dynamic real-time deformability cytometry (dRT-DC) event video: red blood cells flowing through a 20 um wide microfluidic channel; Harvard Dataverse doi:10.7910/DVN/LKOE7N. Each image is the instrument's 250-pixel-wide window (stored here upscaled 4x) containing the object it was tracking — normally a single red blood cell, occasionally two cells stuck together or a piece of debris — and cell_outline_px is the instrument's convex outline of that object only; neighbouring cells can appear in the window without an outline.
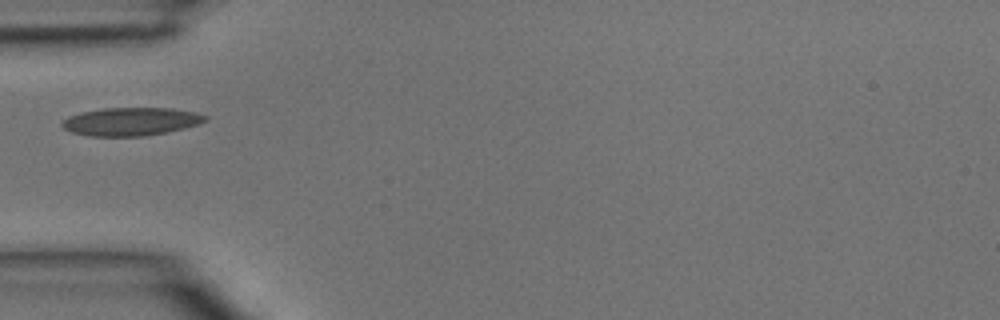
{"species": "common noctule bat (a hibernating species)", "species_latin": "Nyctalus noctula", "temperature_condition": "room temperature", "stored_images_in_passage": 20, "camera_frame_rate_fps": 3000, "um_per_image_px": 0.085, "animal": {"sex": "male", "body_mass_g": 15.6}, "frame": {"image": 1, "passage_image": 1, "time_ms": 0.0, "image_size_px": [1000, 320], "cell_outline_px": [[208, 120], [200, 124], [168, 132], [144, 136], [88, 136], [72, 132], [64, 128], [60, 124], [68, 116], [80, 112], [104, 108], [172, 108], [196, 112], [208, 116]], "centroid_in_image_um": [11.16, 10.33], "position_along_channel_um": 73.8, "area_um2": 23.64}}